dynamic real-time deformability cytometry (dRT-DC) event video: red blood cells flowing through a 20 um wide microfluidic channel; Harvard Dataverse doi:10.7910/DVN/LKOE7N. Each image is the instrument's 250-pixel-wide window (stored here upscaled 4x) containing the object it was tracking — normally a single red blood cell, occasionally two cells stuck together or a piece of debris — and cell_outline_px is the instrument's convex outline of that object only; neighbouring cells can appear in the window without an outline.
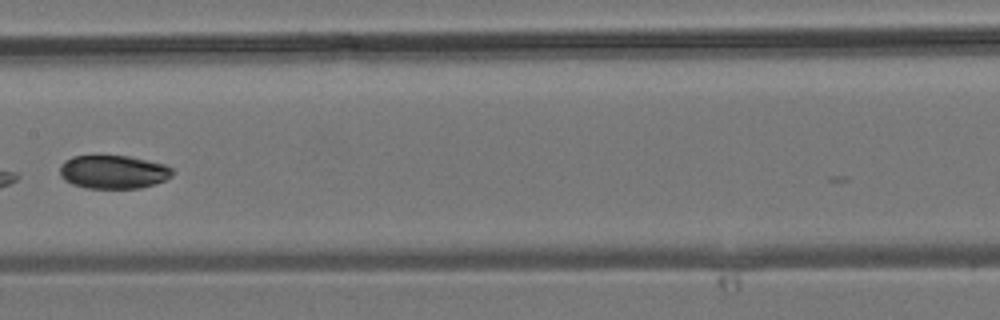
{"species": "common noctule bat (a hibernating species)", "species_latin": "Nyctalus noctula", "temperature_condition": "room temperature", "stored_images_in_passage": 29, "camera_frame_rate_fps": 3000, "um_per_image_px": 0.085, "animal": {"sex": "male", "body_mass_g": 19.2, "forearm_length_mm": 51.8}, "frame": {"image": 1, "passage_image": 13, "time_ms": 4.0, "image_size_px": [1000, 320], "cell_outline_px": [[172, 176], [164, 180], [140, 188], [84, 188], [72, 184], [64, 180], [60, 176], [60, 164], [64, 160], [72, 156], [128, 156], [148, 160], [164, 164], [172, 168]], "centroid_in_image_um": [9.59, 14.61], "position_along_channel_um": 197.8, "area_um2": 21.96}}
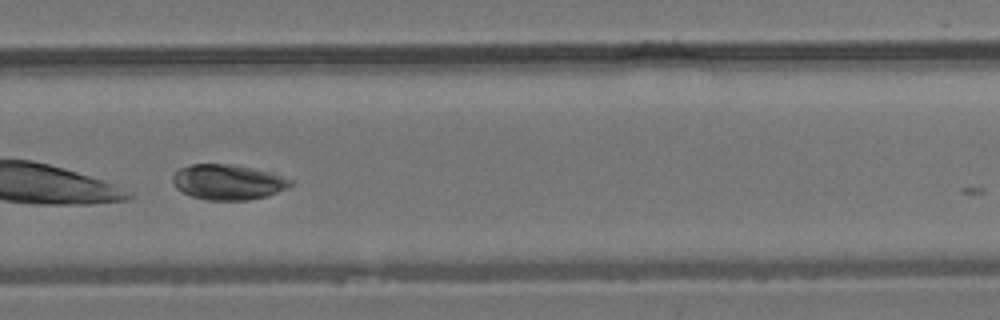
{"frame": {"image": 2, "passage_image": 20, "time_ms": 6.333, "image_size_px": [1000, 320], "cell_outline_px": [[292, 184], [288, 188], [268, 196], [248, 200], [208, 200], [192, 196], [176, 188], [172, 184], [172, 176], [180, 168], [192, 164], [232, 164], [272, 172], [292, 180]], "centroid_in_image_um": [19.39, 15.47], "position_along_channel_um": 310.4, "area_um2": 24.28}}